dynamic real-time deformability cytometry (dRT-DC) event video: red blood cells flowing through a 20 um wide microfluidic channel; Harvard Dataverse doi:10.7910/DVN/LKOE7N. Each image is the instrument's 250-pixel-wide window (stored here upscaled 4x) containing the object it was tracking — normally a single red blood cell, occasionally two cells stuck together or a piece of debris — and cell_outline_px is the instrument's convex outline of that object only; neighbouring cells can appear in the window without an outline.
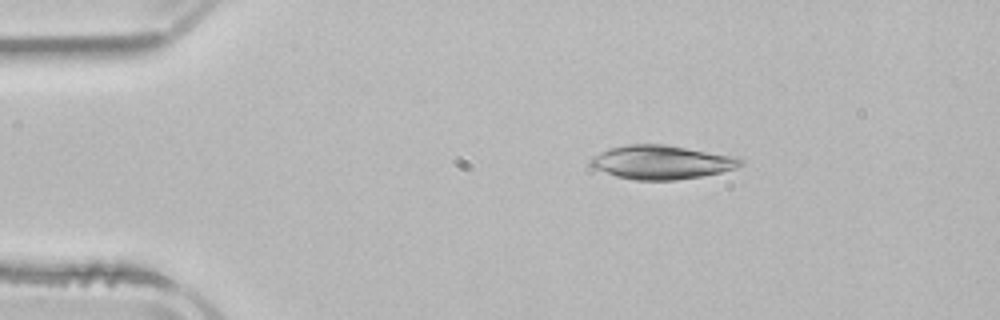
{"species": "common noctule bat (a hibernating species)", "species_latin": "Nyctalus noctula", "temperature_condition": "room temperature", "stored_images_in_passage": 3, "camera_frame_rate_fps": 3000, "um_per_image_px": 0.085, "animal": {"sex": "male", "body_mass_g": 21.5, "forearm_length_mm": 52.0}, "frame": {"image": 1, "passage_image": 1, "time_ms": 0.0, "image_size_px": [1000, 320], "cell_outline_px": [[744, 164], [736, 168], [704, 176], [676, 180], [636, 180], [616, 176], [592, 168], [588, 164], [588, 160], [592, 156], [600, 152], [612, 148], [628, 144], [664, 144], [732, 156], [744, 160]], "centroid_in_image_um": [56.19, 13.8], "position_along_channel_um": 28.8, "area_um2": 29.54}}